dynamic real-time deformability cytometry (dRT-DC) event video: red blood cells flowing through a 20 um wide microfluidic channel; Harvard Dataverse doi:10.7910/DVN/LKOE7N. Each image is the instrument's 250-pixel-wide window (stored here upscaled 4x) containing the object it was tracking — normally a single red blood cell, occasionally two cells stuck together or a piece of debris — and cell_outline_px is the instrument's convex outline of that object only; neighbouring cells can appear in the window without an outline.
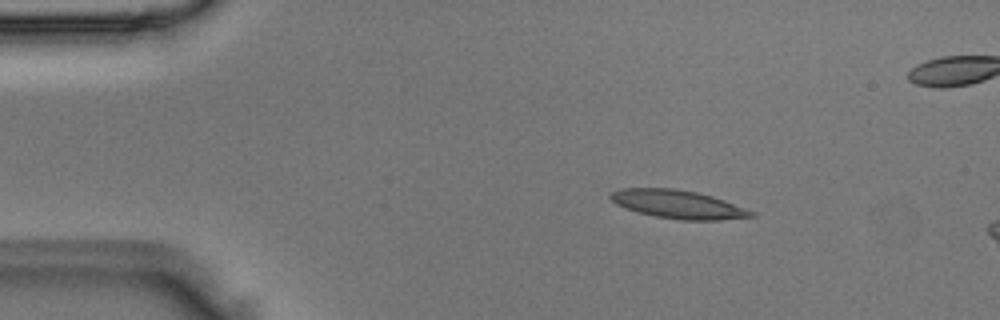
{"species": "Egyptian fruit bat (a non-hibernating species)", "species_latin": "Rousettus aegyptiacus", "temperature_condition": "room temperature", "stored_images_in_passage": 5, "camera_frame_rate_fps": 3000, "um_per_image_px": 0.085, "animal": {"sex": "male"}, "frame": {"image": 1, "passage_image": 3, "time_ms": 0.667, "image_size_px": [1000, 320], "cell_outline_px": [[756, 216], [720, 220], [680, 220], [656, 216], [636, 212], [624, 208], [616, 204], [608, 196], [612, 192], [620, 188], [676, 188], [696, 192], [712, 196], [724, 200], [756, 212]], "centroid_in_image_um": [57.62, 17.37], "position_along_channel_um": 27.4, "area_um2": 23.35}}